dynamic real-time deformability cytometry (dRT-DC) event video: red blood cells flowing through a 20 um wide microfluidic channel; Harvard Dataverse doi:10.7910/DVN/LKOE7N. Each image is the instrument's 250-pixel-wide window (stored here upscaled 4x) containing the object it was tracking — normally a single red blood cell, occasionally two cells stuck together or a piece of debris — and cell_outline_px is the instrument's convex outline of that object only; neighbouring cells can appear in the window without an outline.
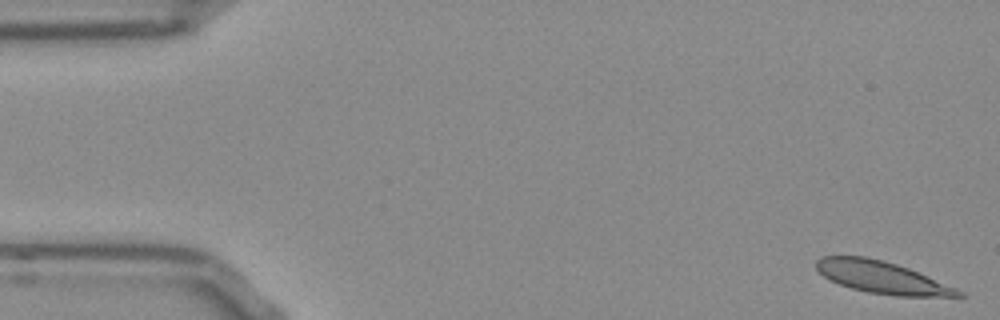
{"species": "Egyptian fruit bat (a non-hibernating species)", "species_latin": "Rousettus aegyptiacus", "temperature_condition": "room temperature", "stored_images_in_passage": 52, "camera_frame_rate_fps": 3000, "um_per_image_px": 0.085, "frame": {"image": 1, "passage_image": 1, "time_ms": 0.0, "image_size_px": [1000, 320], "cell_outline_px": [[968, 296], [896, 296], [868, 292], [852, 288], [828, 280], [816, 268], [816, 260], [820, 256], [864, 256], [896, 264], [908, 268], [956, 288], [964, 292]], "centroid_in_image_um": [74.94, 23.57], "position_along_channel_um": 10.1, "area_um2": 26.3}}
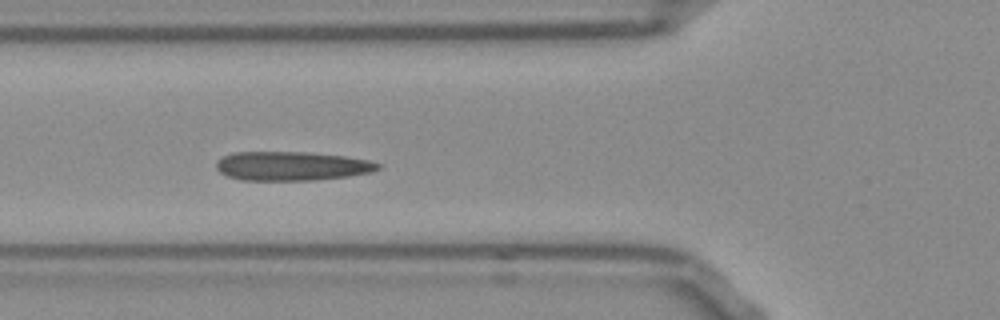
{"frame": {"image": 2, "passage_image": 18, "time_ms": 5.667, "image_size_px": [1000, 320], "cell_outline_px": [[380, 168], [372, 172], [348, 176], [312, 180], [240, 180], [228, 176], [220, 172], [216, 168], [216, 160], [232, 152], [304, 152], [344, 156], [368, 160], [380, 164]], "centroid_in_image_um": [24.76, 14.11], "position_along_channel_um": 101.0, "area_um2": 27.28}}
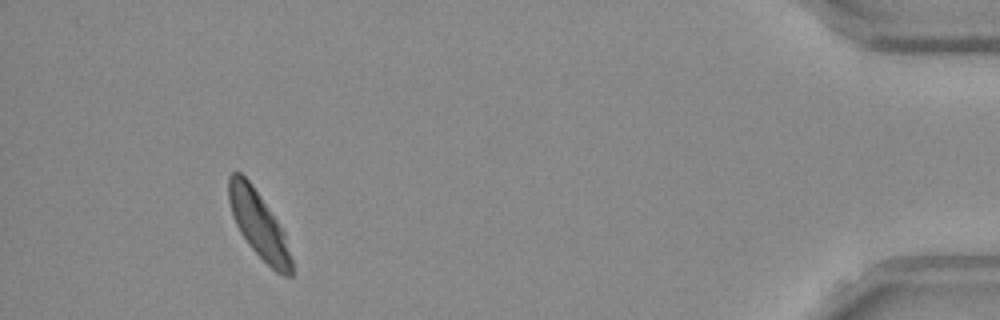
{"frame": {"image": 3, "passage_image": 48, "time_ms": 15.667, "image_size_px": [1000, 320], "cell_outline_px": [[292, 276], [284, 276], [276, 272], [248, 244], [240, 232], [232, 216], [228, 200], [228, 176], [232, 172], [240, 172], [252, 184], [284, 228], [292, 260]], "centroid_in_image_um": [22.0, 19.07], "position_along_channel_um": 413.2, "area_um2": 24.57}, "authors_computed_cell_mechanics": {"area_um2": 26.4724, "velocity_mm_per_s": 3.8095, "shape_relaxation_time_tau1_ms": 7.315, "shape_relaxation_time_tau2_ms": 1.2723, "deformation_change_tau1": 0.1689, "deformation_change_tau2": 0.069}}